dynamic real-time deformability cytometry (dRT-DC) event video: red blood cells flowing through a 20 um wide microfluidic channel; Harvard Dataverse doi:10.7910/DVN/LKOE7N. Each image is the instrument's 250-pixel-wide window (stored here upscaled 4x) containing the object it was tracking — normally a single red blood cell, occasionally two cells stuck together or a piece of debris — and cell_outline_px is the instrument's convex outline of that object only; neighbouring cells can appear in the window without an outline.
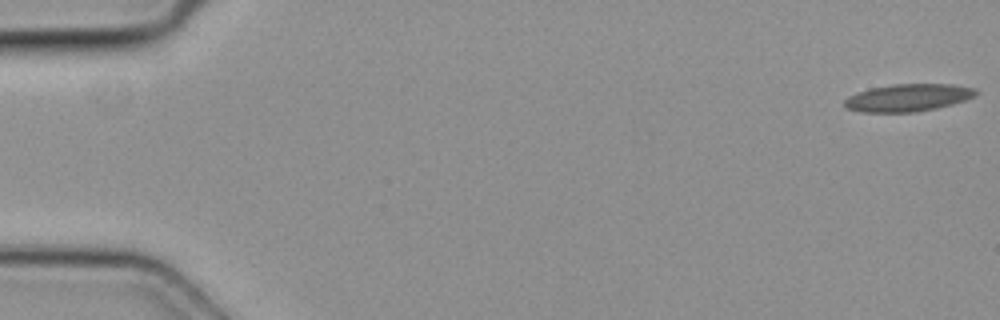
{"species": "common noctule bat (a hibernating species)", "species_latin": "Nyctalus noctula", "temperature_condition": "cold", "stored_images_in_passage": 5, "camera_frame_rate_fps": 3000, "um_per_image_px": 0.085, "animal": {"sex": "female", "body_mass_g": 19.3, "forearm_length_mm": 54.1}, "frame": {"image": 1, "passage_image": 1, "time_ms": 0.0, "image_size_px": [1000, 320], "cell_outline_px": [[976, 92], [972, 96], [964, 100], [952, 104], [936, 108], [916, 112], [860, 112], [844, 108], [844, 100], [848, 96], [856, 92], [872, 88], [892, 84], [952, 84], [976, 88]], "centroid_in_image_um": [77.12, 8.3], "position_along_channel_um": 7.9, "area_um2": 20.98}}